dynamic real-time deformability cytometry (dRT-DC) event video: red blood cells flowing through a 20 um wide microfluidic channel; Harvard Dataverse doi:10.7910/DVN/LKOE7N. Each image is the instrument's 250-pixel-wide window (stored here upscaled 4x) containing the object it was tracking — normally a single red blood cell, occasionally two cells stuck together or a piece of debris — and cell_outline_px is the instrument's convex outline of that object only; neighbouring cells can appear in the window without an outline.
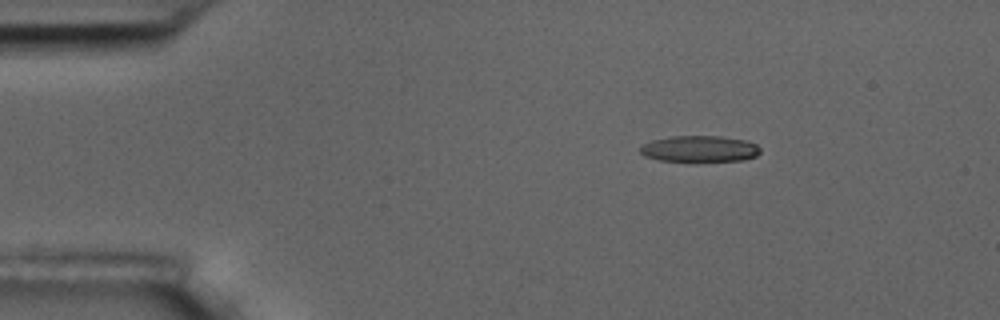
{"species": "common noctule bat (a hibernating species)", "species_latin": "Nyctalus noctula", "temperature_condition": "room temperature", "stored_images_in_passage": 5, "camera_frame_rate_fps": 3000, "um_per_image_px": 0.085, "animal": {"sex": "male", "body_mass_g": 17.5, "forearm_length_mm": 52.3}, "frame": {"image": 1, "passage_image": 3, "time_ms": 2.333, "image_size_px": [1000, 320], "cell_outline_px": [[760, 152], [756, 156], [744, 160], [696, 164], [692, 164], [660, 160], [644, 156], [640, 152], [640, 148], [644, 144], [652, 140], [672, 136], [720, 136], [748, 140], [756, 144], [760, 148]], "centroid_in_image_um": [59.49, 12.7], "position_along_channel_um": 25.5, "area_um2": 19.36}}